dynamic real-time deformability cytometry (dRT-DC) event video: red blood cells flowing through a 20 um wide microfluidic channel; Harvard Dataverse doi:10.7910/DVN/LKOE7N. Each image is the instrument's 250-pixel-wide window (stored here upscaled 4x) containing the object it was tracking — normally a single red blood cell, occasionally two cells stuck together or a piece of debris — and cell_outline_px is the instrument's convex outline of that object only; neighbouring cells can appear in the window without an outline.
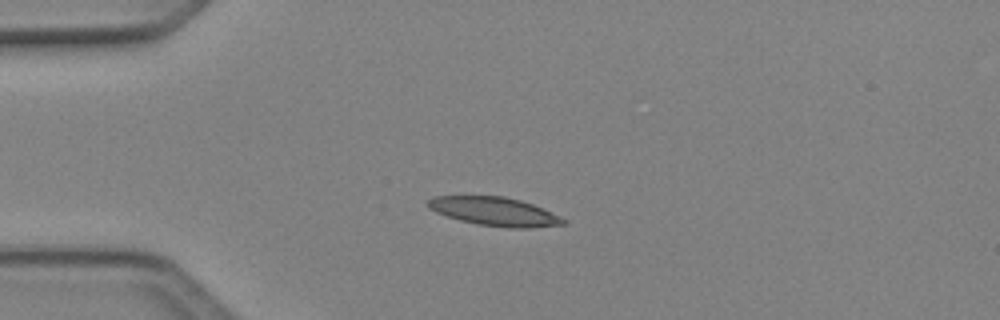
{"species": "Egyptian fruit bat (a non-hibernating species)", "species_latin": "Rousettus aegyptiacus", "temperature_condition": "cold", "stored_images_in_passage": 3, "camera_frame_rate_fps": 3000, "um_per_image_px": 0.085, "animal": {"sex": "female"}, "frame": {"image": 1, "passage_image": 1, "time_ms": 0.0, "image_size_px": [1000, 320], "cell_outline_px": [[568, 220], [564, 224], [528, 228], [508, 228], [476, 224], [460, 220], [436, 212], [428, 208], [428, 200], [432, 196], [504, 196], [520, 200], [544, 208]], "centroid_in_image_um": [42.06, 17.98], "position_along_channel_um": 42.9, "area_um2": 22.6}}
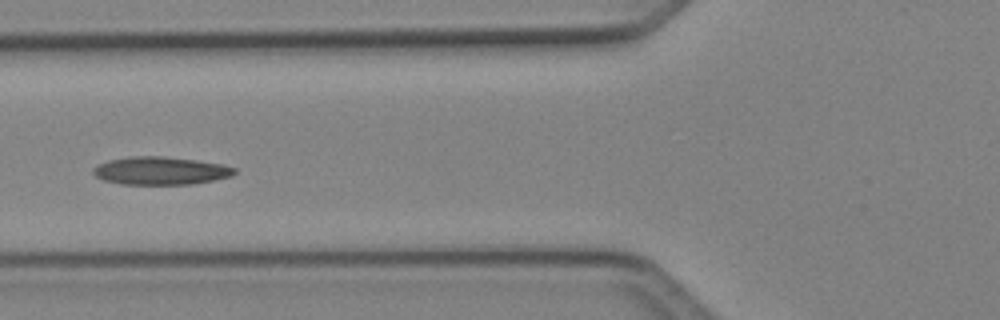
{"frame": {"image": 2, "passage_image": 3, "time_ms": 0.667, "image_size_px": [1000, 320], "cell_outline_px": [[236, 172], [232, 176], [192, 184], [120, 184], [104, 180], [96, 176], [92, 172], [92, 168], [96, 164], [108, 160], [128, 156], [160, 156], [196, 160], [224, 164], [236, 168]], "centroid_in_image_um": [13.62, 14.5], "position_along_channel_um": 112.2, "area_um2": 23.12}}